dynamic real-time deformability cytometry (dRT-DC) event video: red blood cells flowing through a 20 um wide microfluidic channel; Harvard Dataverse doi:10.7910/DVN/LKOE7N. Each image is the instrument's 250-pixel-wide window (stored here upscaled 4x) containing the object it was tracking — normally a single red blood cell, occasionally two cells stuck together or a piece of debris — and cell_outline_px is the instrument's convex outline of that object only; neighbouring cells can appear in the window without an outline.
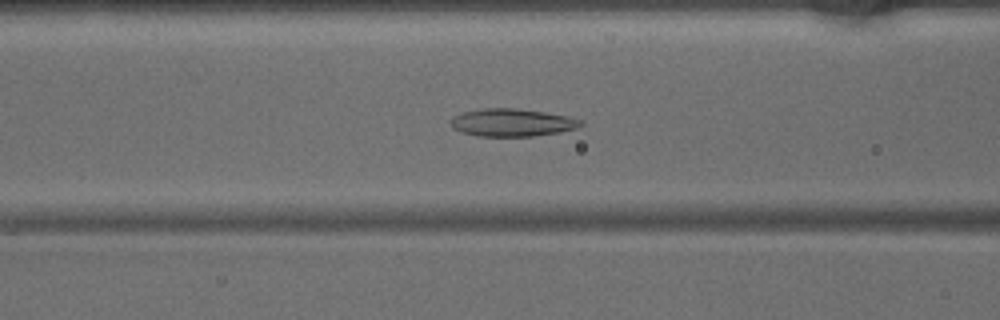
{"species": "common noctule bat (a hibernating species)", "species_latin": "Nyctalus noctula", "temperature_condition": "warm", "stored_images_in_passage": 46, "camera_frame_rate_fps": 3000, "um_per_image_px": 0.085, "animal": {"sex": "male", "body_mass_g": 15.6}, "frame": {"image": 1, "passage_image": 18, "time_ms": 5.667, "image_size_px": [1000, 320], "cell_outline_px": [[584, 124], [580, 128], [532, 136], [476, 136], [452, 128], [452, 116], [464, 112], [484, 108], [516, 108], [544, 112], [568, 116], [580, 120]], "centroid_in_image_um": [43.54, 10.41], "position_along_channel_um": 123.1, "area_um2": 20.81}}
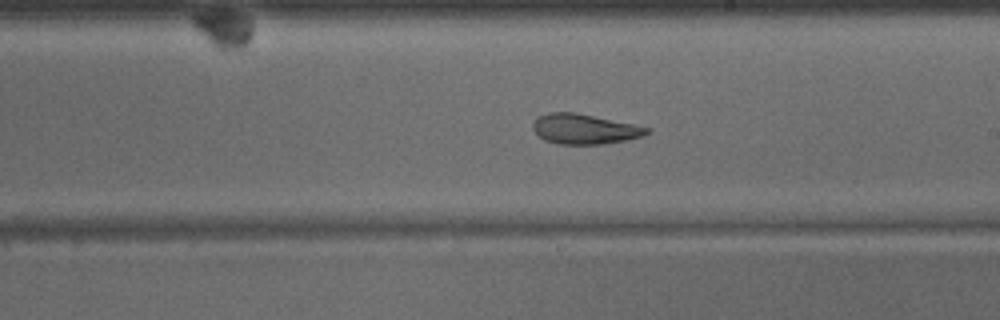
{"frame": {"image": 2, "passage_image": 26, "time_ms": 8.333, "image_size_px": [1000, 320], "cell_outline_px": [[652, 132], [644, 136], [624, 140], [600, 144], [556, 144], [544, 140], [532, 128], [532, 124], [536, 116], [548, 112], [572, 112], [652, 128]], "centroid_in_image_um": [49.66, 10.97], "position_along_channel_um": 239.3, "area_um2": 19.88}}
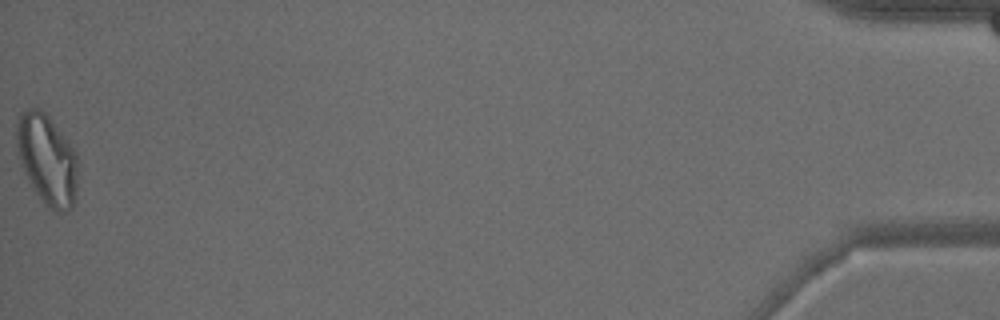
{"frame": {"image": 3, "passage_image": 46, "time_ms": 15.0, "image_size_px": [1000, 320], "cell_outline_px": [[76, 188], [72, 204], [64, 212], [56, 212], [48, 208], [32, 188], [20, 164], [16, 148], [16, 124], [20, 112], [28, 108], [40, 108], [48, 116], [72, 148], [76, 156]], "centroid_in_image_um": [3.94, 13.54], "position_along_channel_um": 431.3, "area_um2": 31.85}}